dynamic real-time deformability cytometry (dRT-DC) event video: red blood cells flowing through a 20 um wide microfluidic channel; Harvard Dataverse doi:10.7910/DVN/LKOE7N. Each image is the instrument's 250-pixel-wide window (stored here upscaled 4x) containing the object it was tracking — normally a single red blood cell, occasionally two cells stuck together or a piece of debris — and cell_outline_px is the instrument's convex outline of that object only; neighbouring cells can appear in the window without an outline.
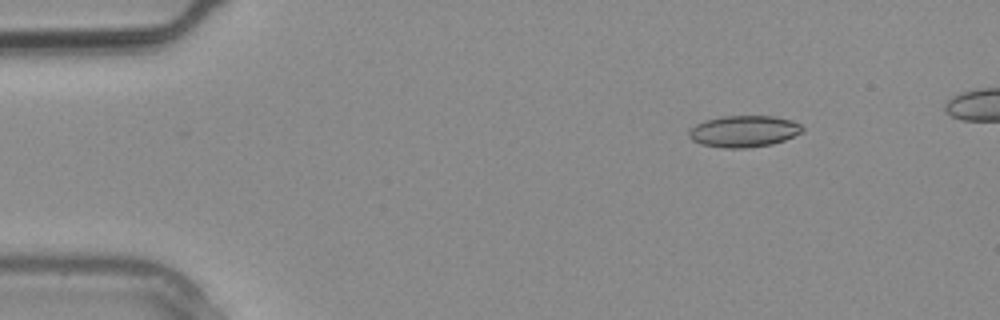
{"species": "common noctule bat (a hibernating species)", "species_latin": "Nyctalus noctula", "temperature_condition": "warm", "stored_images_in_passage": 3, "camera_frame_rate_fps": 3000, "um_per_image_px": 0.085, "animal": {"sex": "male", "body_mass_g": 20.4}, "frame": {"image": 1, "passage_image": 1, "time_ms": 0.0, "image_size_px": [1000, 320], "cell_outline_px": [[804, 132], [784, 140], [772, 144], [748, 148], [724, 148], [700, 144], [692, 140], [688, 136], [688, 128], [704, 120], [724, 116], [772, 116], [792, 120], [800, 124], [804, 128]], "centroid_in_image_um": [63.21, 11.16], "position_along_channel_um": 21.8, "area_um2": 21.1}}